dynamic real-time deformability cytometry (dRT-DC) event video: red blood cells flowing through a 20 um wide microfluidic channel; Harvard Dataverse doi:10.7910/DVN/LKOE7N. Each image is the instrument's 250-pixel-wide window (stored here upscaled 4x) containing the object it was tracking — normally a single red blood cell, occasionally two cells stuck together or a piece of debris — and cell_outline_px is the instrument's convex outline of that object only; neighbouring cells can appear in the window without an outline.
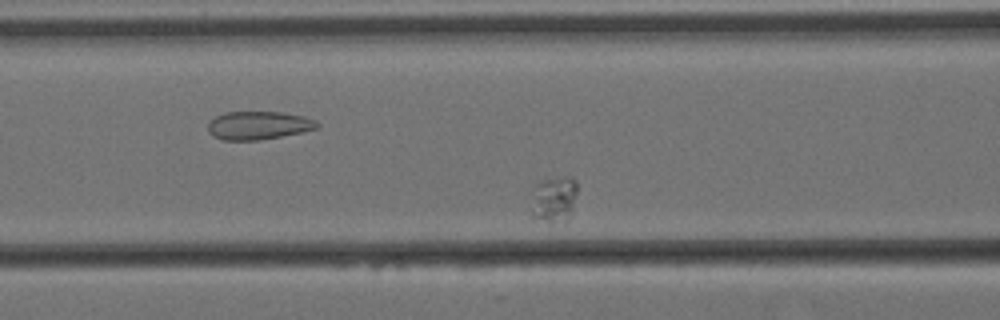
{"species": "Egyptian fruit bat (a non-hibernating species)", "species_latin": "Rousettus aegyptiacus", "temperature_condition": "cold", "stored_images_in_passage": 45, "segment_of_instrument_passage": [1, 2], "camera_frame_rate_fps": 3000, "um_per_image_px": 0.085, "animal": {"sex": "female"}, "frame": {"image": 1, "passage_image": 11, "time_ms": 3.333, "image_size_px": [1000, 320], "cell_outline_px": [[576, 192], [572, 212], [552, 220], [532, 220], [528, 216], [536, 184], [544, 180], [568, 176], [572, 176], [576, 180]], "centroid_in_image_um": [47.02, 16.88], "position_along_channel_um": 119.6, "area_um2": 11.96}}
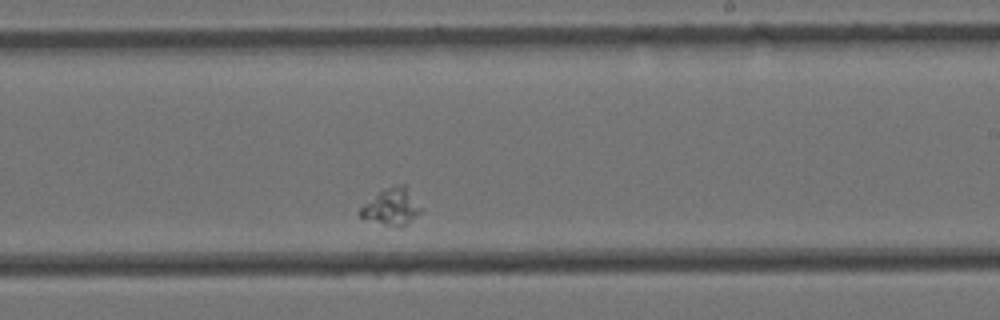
{"frame": {"image": 2, "passage_image": 25, "time_ms": 8.0, "image_size_px": [1000, 320], "cell_outline_px": [[420, 212], [400, 228], [396, 228], [360, 216], [356, 212], [364, 204], [380, 192], [396, 184], [404, 184], [420, 208]], "centroid_in_image_um": [33.25, 17.59], "position_along_channel_um": 255.8, "area_um2": 12.37}}
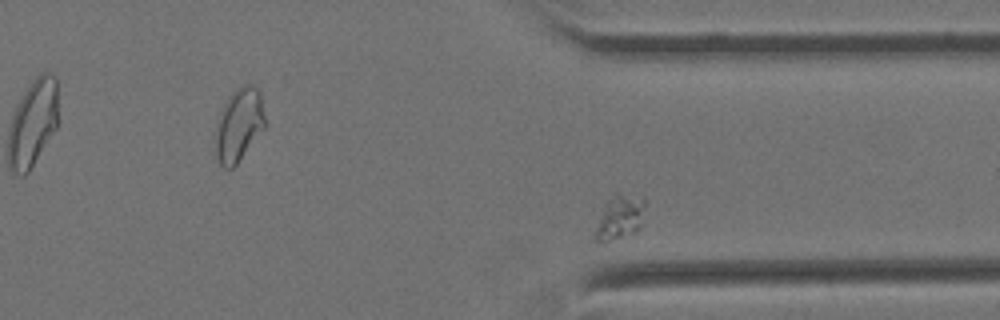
{"frame": {"image": 3, "passage_image": 35, "time_ms": 11.333, "image_size_px": [1000, 320], "cell_outline_px": [[648, 200], [640, 224], [632, 232], [604, 244], [600, 244], [596, 240], [596, 228], [604, 208], [608, 200], [616, 192], [644, 196]], "centroid_in_image_um": [52.73, 18.42], "position_along_channel_um": 358.7, "area_um2": 12.83}}